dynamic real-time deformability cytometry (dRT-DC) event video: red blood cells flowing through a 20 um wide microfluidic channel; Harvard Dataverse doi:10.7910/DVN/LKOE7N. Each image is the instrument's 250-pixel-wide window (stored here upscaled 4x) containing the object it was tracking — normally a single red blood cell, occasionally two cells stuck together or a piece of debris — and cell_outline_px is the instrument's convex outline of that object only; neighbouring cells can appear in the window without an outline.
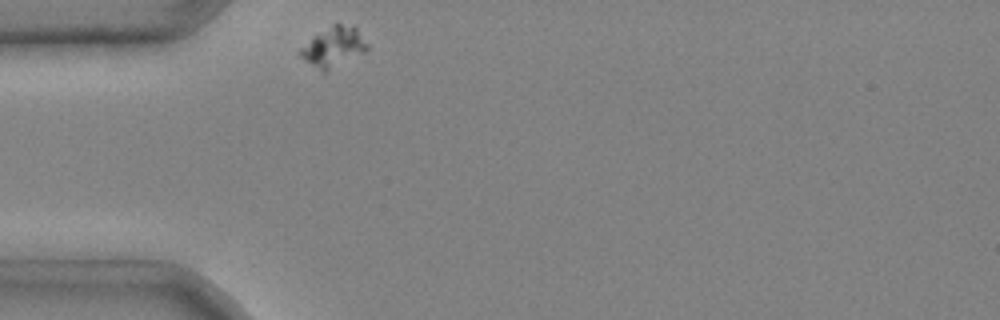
{"species": "common noctule bat (a hibernating species)", "species_latin": "Nyctalus noctula", "temperature_condition": "cold", "stored_images_in_passage": 1, "camera_frame_rate_fps": 3000, "um_per_image_px": 0.085, "animal": {"sex": "male", "body_mass_g": 20.4}, "frame": {"image": 1, "passage_image": 1, "time_ms": 0.0, "image_size_px": [1000, 320], "cell_outline_px": [[368, 48], [364, 52], [324, 72], [300, 56], [300, 48], [312, 36], [332, 24], [340, 24], [356, 28], [368, 44]], "centroid_in_image_um": [28.34, 3.96], "position_along_channel_um": 56.7, "area_um2": 14.97}}